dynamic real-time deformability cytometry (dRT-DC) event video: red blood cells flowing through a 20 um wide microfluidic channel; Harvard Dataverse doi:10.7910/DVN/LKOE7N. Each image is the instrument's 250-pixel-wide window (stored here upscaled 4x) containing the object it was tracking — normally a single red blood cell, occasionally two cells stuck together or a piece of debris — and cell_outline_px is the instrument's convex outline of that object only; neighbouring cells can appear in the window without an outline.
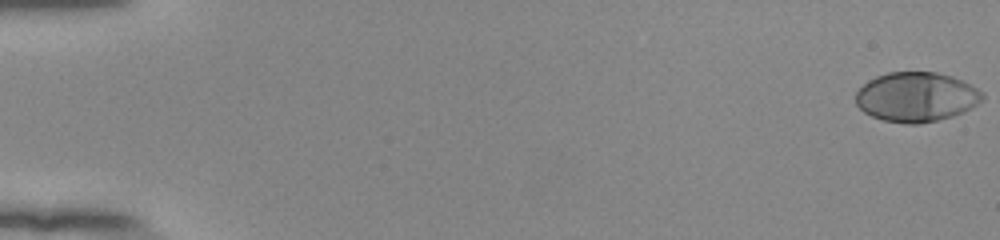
{"species": "human", "species_latin": "Homo sapiens", "temperature_condition": "room temperature", "stored_images_in_passage": 44, "camera_frame_rate_fps": 3000, "um_per_image_px": 0.085, "donor": {"sex": "female"}, "frame": {"image": 1, "passage_image": 1, "time_ms": 0.0, "image_size_px": [1000, 240], "cell_outline_px": [[984, 96], [976, 104], [964, 112], [952, 116], [920, 124], [904, 124], [884, 120], [872, 116], [864, 112], [856, 104], [856, 92], [868, 80], [876, 76], [888, 72], [936, 72], [952, 76], [984, 92]], "centroid_in_image_um": [77.86, 8.24], "position_along_channel_um": 7.1, "area_um2": 36.47}}
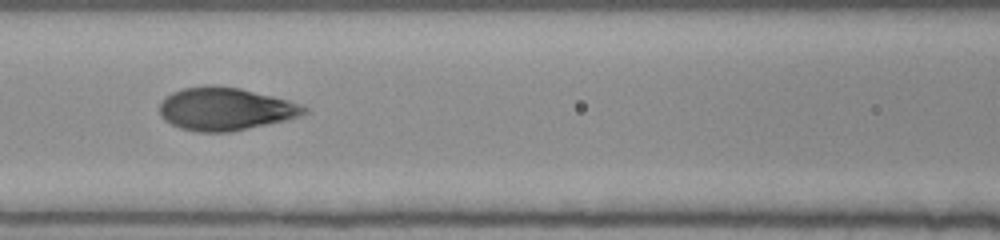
{"frame": {"image": 2, "passage_image": 26, "time_ms": 8.333, "image_size_px": [1000, 240], "cell_outline_px": [[308, 112], [300, 116], [288, 120], [232, 132], [196, 132], [180, 128], [164, 120], [160, 116], [160, 104], [172, 92], [184, 88], [204, 84], [208, 84], [240, 88], [288, 100], [300, 104], [308, 108]], "centroid_in_image_um": [19.17, 9.27], "position_along_channel_um": 147.4, "area_um2": 36.3}}
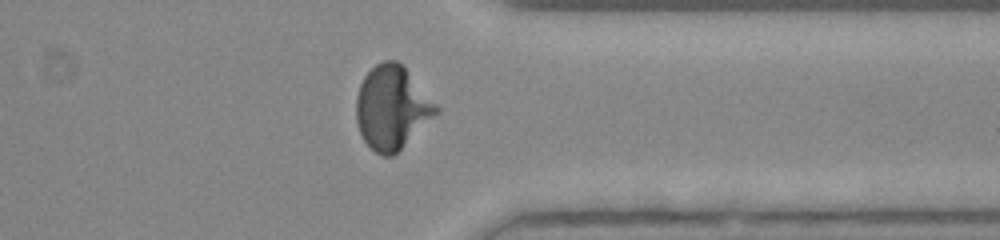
{"frame": {"image": 3, "passage_image": 44, "time_ms": 14.333, "image_size_px": [1000, 240], "cell_outline_px": [[440, 112], [392, 156], [384, 156], [376, 152], [364, 140], [360, 132], [356, 120], [356, 96], [360, 84], [364, 76], [376, 64], [384, 60], [396, 60], [404, 64], [440, 108]], "centroid_in_image_um": [33.33, 9.11], "position_along_channel_um": 378.1, "area_um2": 38.9}, "authors_computed_cell_mechanics": {"area_um2": 36.0672, "velocity_mm_per_s": 3.8922, "shape_relaxation_time_tau1_ms": 3.6705, "shape_relaxation_time_tau2_ms": null, "deformation_change_tau1": 0.2086, "deformation_change_tau2": null}}